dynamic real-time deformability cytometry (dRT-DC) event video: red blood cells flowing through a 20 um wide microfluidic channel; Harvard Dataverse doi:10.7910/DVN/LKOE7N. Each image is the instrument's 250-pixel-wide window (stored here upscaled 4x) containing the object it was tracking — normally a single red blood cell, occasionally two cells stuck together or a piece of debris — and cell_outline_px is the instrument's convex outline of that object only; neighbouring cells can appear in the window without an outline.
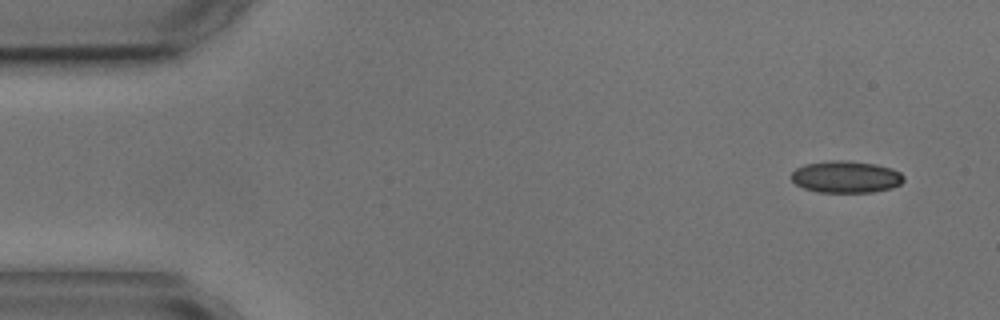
{"species": "common noctule bat (a hibernating species)", "species_latin": "Nyctalus noctula", "temperature_condition": "cold", "stored_images_in_passage": 3, "camera_frame_rate_fps": 3000, "um_per_image_px": 0.085, "animal": {"sex": "male", "body_mass_g": 17.9, "forearm_length_mm": 54.2}, "frame": {"image": 1, "passage_image": 1, "time_ms": 0.0, "image_size_px": [1000, 320], "cell_outline_px": [[904, 180], [900, 184], [892, 188], [872, 192], [816, 192], [804, 188], [796, 184], [792, 180], [792, 172], [796, 168], [804, 164], [832, 160], [844, 160], [876, 164], [892, 168], [900, 172], [904, 176]], "centroid_in_image_um": [71.91, 15.03], "position_along_channel_um": 13.1, "area_um2": 20.98}}